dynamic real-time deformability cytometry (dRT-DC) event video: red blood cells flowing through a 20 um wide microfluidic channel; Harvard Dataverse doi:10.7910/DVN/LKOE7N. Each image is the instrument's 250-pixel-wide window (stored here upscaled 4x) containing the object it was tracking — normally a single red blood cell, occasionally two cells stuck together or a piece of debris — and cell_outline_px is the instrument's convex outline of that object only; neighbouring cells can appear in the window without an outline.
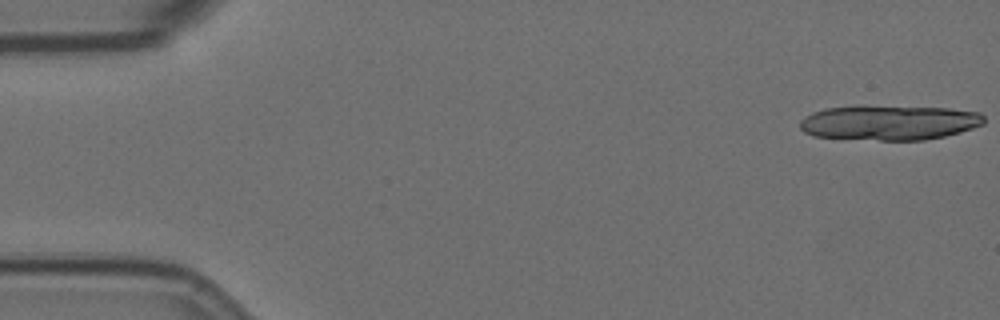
{"species": "Egyptian fruit bat (a non-hibernating species)", "species_latin": "Rousettus aegyptiacus", "temperature_condition": "room temperature", "stored_images_in_passage": 19, "camera_frame_rate_fps": 3000, "um_per_image_px": 0.085, "animal": {"sex": "female"}, "frame": {"image": 1, "passage_image": 1, "time_ms": 0.0, "image_size_px": [1000, 320], "cell_outline_px": [[984, 124], [960, 132], [944, 136], [924, 140], [880, 140], [812, 136], [804, 132], [800, 128], [800, 120], [804, 116], [812, 112], [824, 108], [948, 108], [980, 112], [984, 116]], "centroid_in_image_um": [75.6, 10.46], "position_along_channel_um": 9.4, "area_um2": 36.41}}